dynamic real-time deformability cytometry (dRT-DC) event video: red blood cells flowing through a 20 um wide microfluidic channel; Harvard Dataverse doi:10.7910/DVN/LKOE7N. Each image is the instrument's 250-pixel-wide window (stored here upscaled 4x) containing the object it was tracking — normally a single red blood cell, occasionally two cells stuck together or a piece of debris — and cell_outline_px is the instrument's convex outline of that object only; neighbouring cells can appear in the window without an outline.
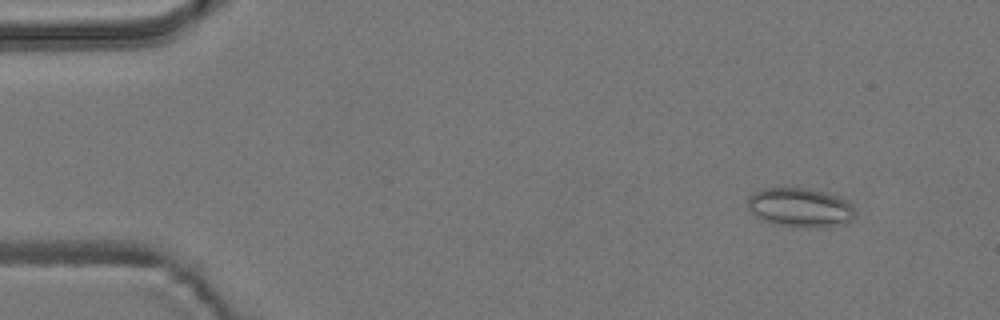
{"species": "common noctule bat (a hibernating species)", "species_latin": "Nyctalus noctula", "temperature_condition": "room temperature", "stored_images_in_passage": 55, "camera_frame_rate_fps": 3000, "um_per_image_px": 0.085, "animal": {"sex": "male", "body_mass_g": 19.2, "forearm_length_mm": 51.8}, "frame": {"image": 1, "passage_image": 5, "time_ms": 1.333, "image_size_px": [1000, 320], "cell_outline_px": [[856, 212], [852, 220], [844, 224], [776, 224], [764, 220], [752, 212], [748, 208], [748, 196], [764, 188], [808, 188], [824, 192], [848, 200], [852, 204]], "centroid_in_image_um": [68.02, 17.57], "position_along_channel_um": 17.0, "area_um2": 23.41}}
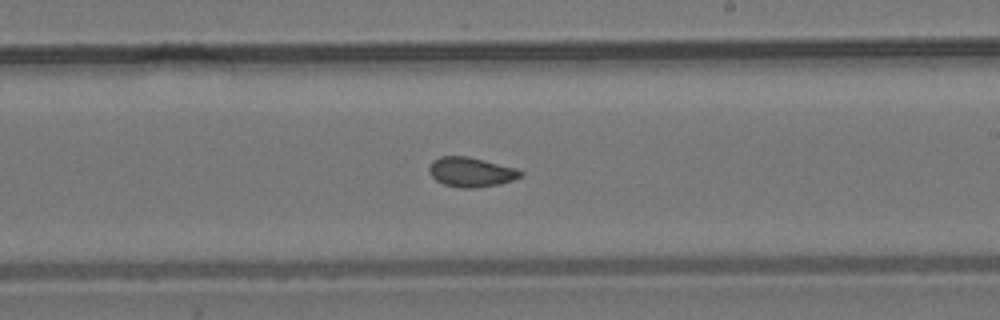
{"frame": {"image": 2, "passage_image": 32, "time_ms": 10.333, "image_size_px": [1000, 320], "cell_outline_px": [[524, 176], [500, 184], [476, 188], [460, 188], [444, 184], [436, 180], [428, 172], [428, 168], [432, 160], [440, 156], [468, 156], [516, 168], [524, 172]], "centroid_in_image_um": [40.04, 14.62], "position_along_channel_um": 249.0, "area_um2": 15.95}}
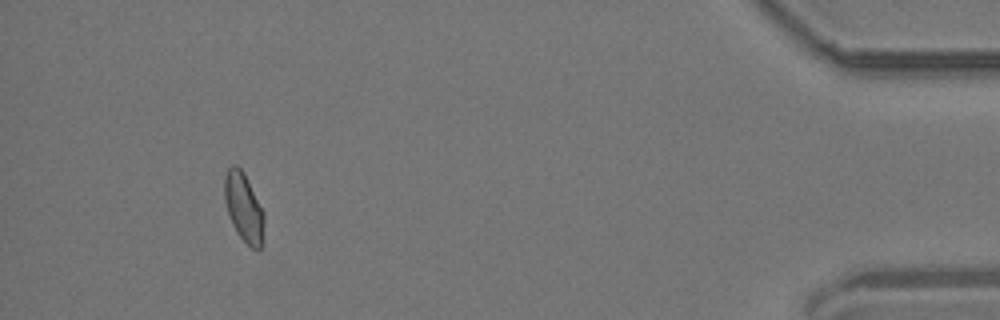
{"frame": {"image": 3, "passage_image": 51, "time_ms": 16.667, "image_size_px": [1000, 320], "cell_outline_px": [[264, 224], [260, 248], [256, 252], [236, 232], [232, 224], [224, 200], [224, 176], [228, 168], [232, 164], [236, 164], [244, 172], [264, 212]], "centroid_in_image_um": [20.7, 17.6], "position_along_channel_um": 414.5, "area_um2": 15.9}, "authors_computed_cell_mechanics": {"area_um2": 16.0684, "velocity_mm_per_s": 3.7091, "shape_relaxation_time_tau1_ms": null, "shape_relaxation_time_tau2_ms": 1.0847, "deformation_change_tau1": null, "deformation_change_tau2": 0.0577}}